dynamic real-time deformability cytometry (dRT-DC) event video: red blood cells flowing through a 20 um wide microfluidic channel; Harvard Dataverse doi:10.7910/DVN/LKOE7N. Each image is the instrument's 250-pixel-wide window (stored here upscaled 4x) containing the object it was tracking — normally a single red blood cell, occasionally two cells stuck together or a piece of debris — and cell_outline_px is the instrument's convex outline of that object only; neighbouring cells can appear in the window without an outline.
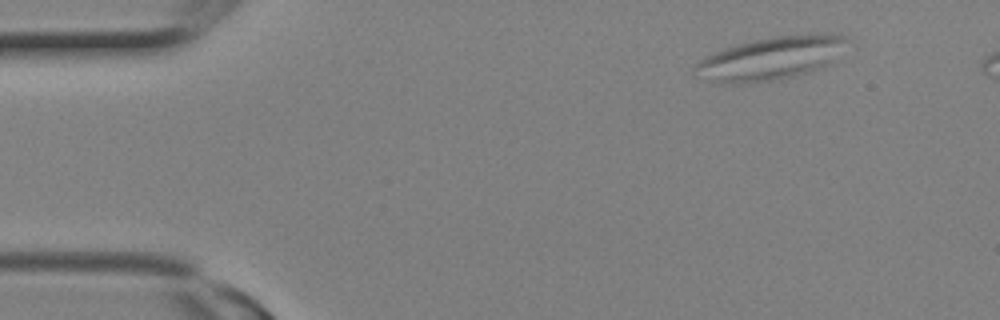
{"species": "Egyptian fruit bat (a non-hibernating species)", "species_latin": "Rousettus aegyptiacus", "temperature_condition": "room temperature", "stored_images_in_passage": 16, "camera_frame_rate_fps": 3000, "um_per_image_px": 0.085, "animal": {"sex": "female"}, "frame": {"image": 1, "passage_image": 3, "time_ms": 0.667, "image_size_px": [1000, 320], "cell_outline_px": [[852, 40], [828, 64], [812, 72], [796, 76], [756, 84], [720, 84], [692, 76], [692, 68], [704, 56], [712, 52], [724, 48], [772, 36], [824, 32], [840, 32]], "centroid_in_image_um": [65.52, 4.97], "position_along_channel_um": 19.5, "area_um2": 39.59}}